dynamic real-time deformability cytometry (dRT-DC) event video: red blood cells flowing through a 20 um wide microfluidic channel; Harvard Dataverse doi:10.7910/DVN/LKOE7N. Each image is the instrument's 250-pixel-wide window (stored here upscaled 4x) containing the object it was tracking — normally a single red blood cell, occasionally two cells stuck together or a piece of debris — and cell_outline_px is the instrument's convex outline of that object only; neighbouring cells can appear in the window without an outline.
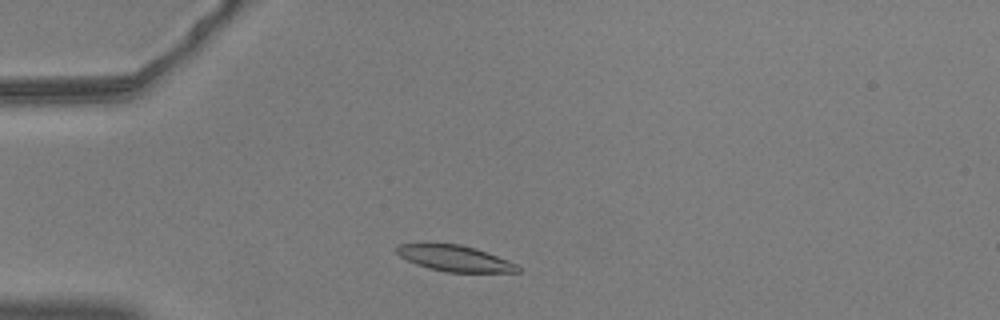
{"species": "common noctule bat (a hibernating species)", "species_latin": "Nyctalus noctula", "temperature_condition": "warm", "stored_images_in_passage": 46, "camera_frame_rate_fps": 3000, "um_per_image_px": 0.085, "animal": {"sex": "male", "body_mass_g": 20.5, "forearm_length_mm": 52.5}, "frame": {"image": 1, "passage_image": 5, "time_ms": 1.333, "image_size_px": [1000, 320], "cell_outline_px": [[520, 272], [448, 272], [428, 268], [416, 264], [400, 256], [396, 252], [396, 248], [400, 244], [424, 240], [460, 244], [476, 248], [508, 260], [516, 264], [520, 268]], "centroid_in_image_um": [38.58, 21.9], "position_along_channel_um": 46.4, "area_um2": 18.96}}
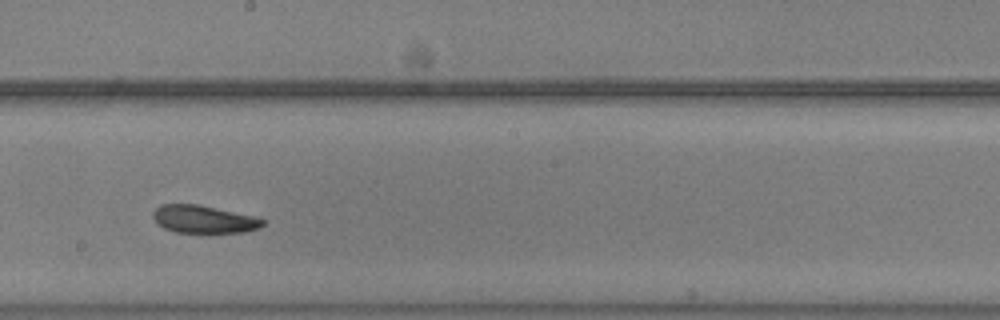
{"frame": {"image": 2, "passage_image": 22, "time_ms": 7.0, "image_size_px": [1000, 320], "cell_outline_px": [[264, 224], [260, 228], [244, 232], [176, 232], [164, 228], [156, 224], [152, 216], [152, 212], [160, 204], [196, 204], [252, 216], [264, 220]], "centroid_in_image_um": [17.25, 18.64], "position_along_channel_um": 230.9, "area_um2": 17.51}}
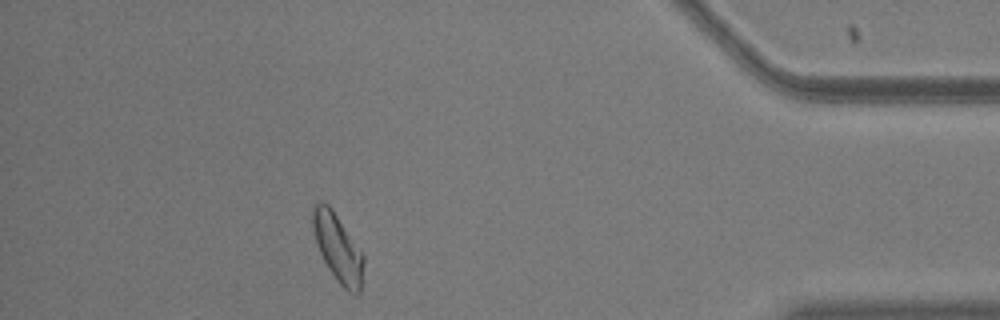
{"frame": {"image": 3, "passage_image": 40, "time_ms": 13.0, "image_size_px": [1000, 320], "cell_outline_px": [[364, 264], [360, 292], [356, 296], [348, 292], [336, 280], [328, 268], [320, 252], [312, 228], [312, 204], [320, 200], [328, 204], [332, 208], [364, 256]], "centroid_in_image_um": [28.7, 21.07], "position_along_channel_um": 406.5, "area_um2": 20.11}, "authors_computed_cell_mechanics": {"area_um2": 18.8717, "velocity_mm_per_s": 3.6445, "shape_relaxation_time_tau1_ms": null, "shape_relaxation_time_tau2_ms": 3.3127, "deformation_change_tau1": null, "deformation_change_tau2": 0.1203}}